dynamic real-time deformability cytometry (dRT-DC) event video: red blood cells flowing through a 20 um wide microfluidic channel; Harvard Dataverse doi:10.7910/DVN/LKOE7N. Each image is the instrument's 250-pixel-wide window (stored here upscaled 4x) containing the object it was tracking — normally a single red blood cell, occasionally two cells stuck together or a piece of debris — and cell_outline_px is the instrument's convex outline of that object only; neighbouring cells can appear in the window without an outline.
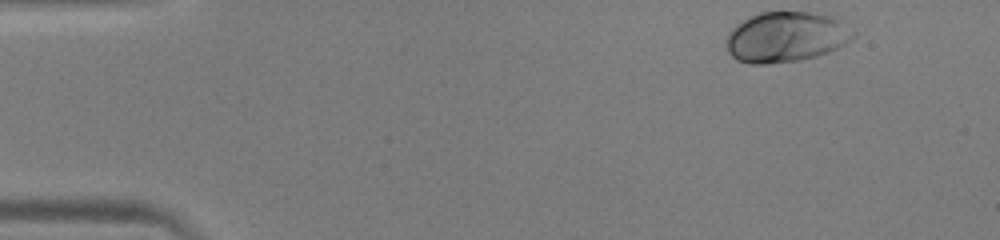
{"species": "human", "species_latin": "Homo sapiens", "temperature_condition": "warm", "stored_images_in_passage": 41, "camera_frame_rate_fps": 3000, "um_per_image_px": 0.085, "donor": {"sex": "male"}, "frame": {"image": 1, "passage_image": 1, "time_ms": 0.0, "image_size_px": [1000, 240], "cell_outline_px": [[856, 36], [852, 40], [828, 52], [816, 56], [800, 60], [768, 64], [748, 64], [736, 60], [728, 52], [728, 32], [736, 24], [760, 12], [808, 12], [832, 16], [856, 32]], "centroid_in_image_um": [66.82, 3.15], "position_along_channel_um": 18.2, "area_um2": 37.17}}
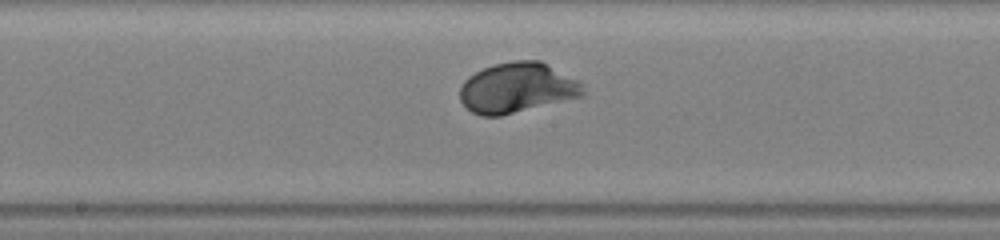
{"frame": {"image": 2, "passage_image": 23, "time_ms": 7.333, "image_size_px": [1000, 240], "cell_outline_px": [[588, 92], [584, 96], [500, 116], [480, 116], [472, 112], [460, 100], [460, 88], [464, 80], [468, 76], [492, 64], [512, 60], [540, 60], [548, 64], [584, 84]], "centroid_in_image_um": [43.99, 7.46], "position_along_channel_um": 204.2, "area_um2": 36.3}}
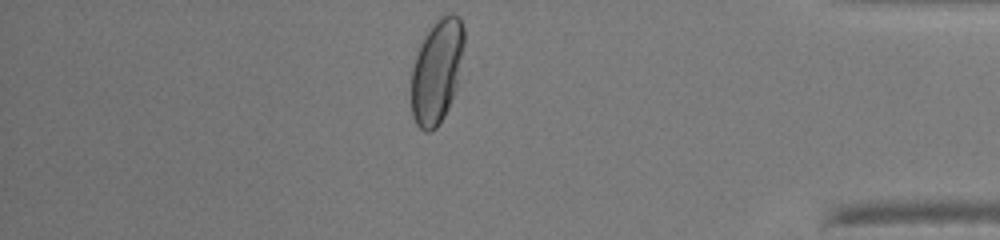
{"frame": {"image": 3, "passage_image": 40, "time_ms": 13.0, "image_size_px": [1000, 240], "cell_outline_px": [[464, 44], [456, 88], [448, 108], [444, 116], [436, 128], [432, 132], [424, 132], [416, 124], [412, 116], [412, 68], [416, 52], [424, 32], [440, 16], [448, 12], [452, 12], [460, 16], [464, 28]], "centroid_in_image_um": [37.12, 5.99], "position_along_channel_um": 398.1, "area_um2": 32.48}, "authors_computed_cell_mechanics": {"area_um2": 34.2176, "velocity_mm_per_s": 3.9945, "shape_relaxation_time_tau1_ms": 2.1666, "shape_relaxation_time_tau2_ms": null, "deformation_change_tau1": 0.1495, "deformation_change_tau2": null}}